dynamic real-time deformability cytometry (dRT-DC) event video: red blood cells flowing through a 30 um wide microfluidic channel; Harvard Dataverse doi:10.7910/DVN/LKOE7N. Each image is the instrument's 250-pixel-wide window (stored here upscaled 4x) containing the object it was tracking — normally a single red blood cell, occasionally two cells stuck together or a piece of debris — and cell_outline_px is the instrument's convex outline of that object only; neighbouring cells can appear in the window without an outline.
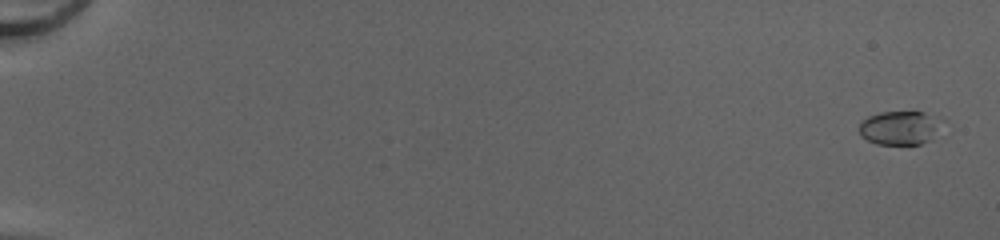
{"species": "common noctule bat (a hibernating species)", "species_latin": "Nyctalus noctula", "temperature_condition": "cold", "stored_images_in_passage": 52, "camera_frame_rate_fps": 3000, "um_per_image_px": 0.085, "animal": {"sex": "female", "body_mass_g": 20.0, "forearm_length_mm": 54.0}, "frame": {"image": 1, "passage_image": 2, "time_ms": 0.333, "image_size_px": [1000, 240], "cell_outline_px": [[948, 120], [928, 140], [920, 144], [876, 144], [860, 136], [860, 120], [868, 116], [880, 112], [924, 112], [940, 116]], "centroid_in_image_um": [76.54, 10.84], "position_along_channel_um": 8.5, "area_um2": 16.65}}
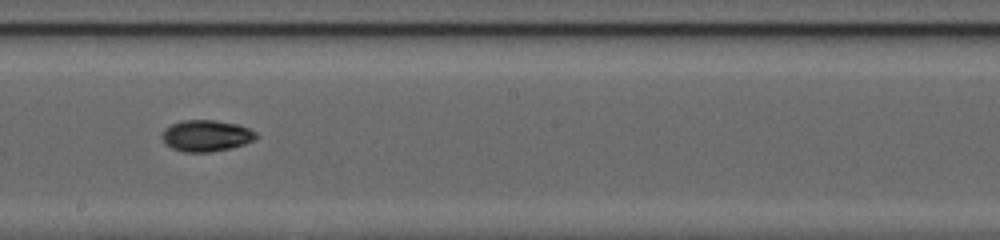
{"frame": {"image": 2, "passage_image": 32, "time_ms": 10.333, "image_size_px": [1000, 240], "cell_outline_px": [[260, 136], [244, 144], [232, 148], [212, 152], [184, 152], [172, 148], [164, 144], [160, 136], [164, 128], [172, 124], [184, 120], [216, 120], [236, 124], [248, 128], [256, 132]], "centroid_in_image_um": [17.5, 11.54], "position_along_channel_um": 230.7, "area_um2": 17.4}}
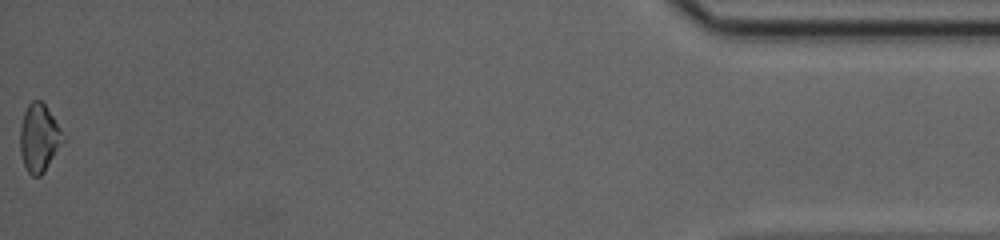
{"frame": {"image": 3, "passage_image": 52, "time_ms": 17.0, "image_size_px": [1000, 240], "cell_outline_px": [[64, 140], [44, 172], [40, 176], [32, 176], [28, 172], [24, 164], [20, 152], [20, 128], [24, 112], [28, 104], [32, 100], [40, 100], [44, 104], [60, 128]], "centroid_in_image_um": [3.3, 11.73], "position_along_channel_um": 431.9, "area_um2": 16.65}, "authors_computed_cell_mechanics": {"area_um2": 16.2418, "velocity_mm_per_s": 4.2529, "shape_relaxation_time_tau1_ms": 3.0221, "shape_relaxation_time_tau2_ms": null, "deformation_change_tau1": 0.1145, "deformation_change_tau2": null}}